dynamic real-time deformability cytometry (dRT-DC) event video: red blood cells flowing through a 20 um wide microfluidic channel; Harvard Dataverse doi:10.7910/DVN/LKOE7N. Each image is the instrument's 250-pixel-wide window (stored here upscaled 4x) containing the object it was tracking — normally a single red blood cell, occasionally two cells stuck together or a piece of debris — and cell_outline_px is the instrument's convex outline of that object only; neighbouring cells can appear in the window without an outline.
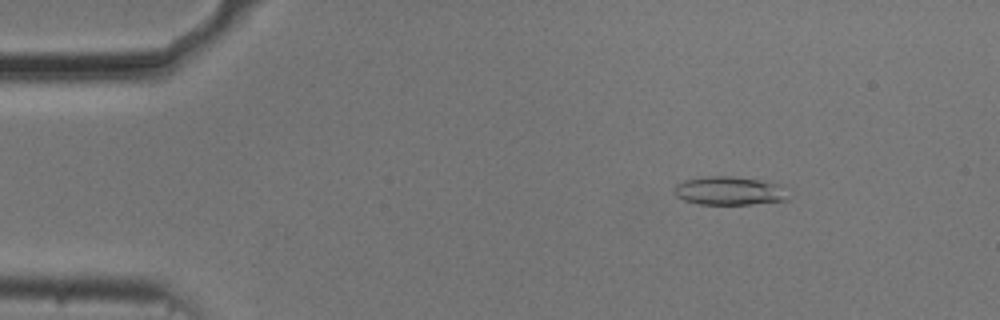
{"species": "common noctule bat (a hibernating species)", "species_latin": "Nyctalus noctula", "temperature_condition": "cold", "stored_images_in_passage": 54, "camera_frame_rate_fps": 3000, "um_per_image_px": 0.085, "animal": {"sex": "male", "body_mass_g": 20.5, "forearm_length_mm": 52.5}, "frame": {"image": 1, "passage_image": 8, "time_ms": 2.333, "image_size_px": [1000, 320], "cell_outline_px": [[788, 200], [752, 204], [700, 204], [684, 200], [676, 196], [672, 192], [676, 184], [684, 180], [708, 176], [732, 176], [760, 180], [780, 184]], "centroid_in_image_um": [61.94, 16.22], "position_along_channel_um": 23.1, "area_um2": 18.84}}
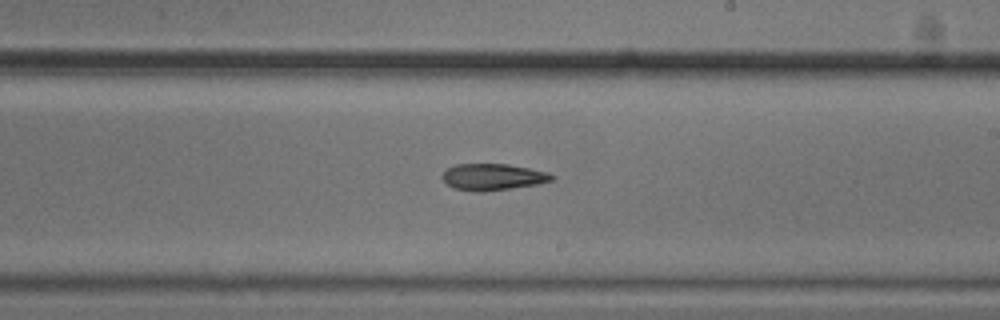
{"frame": {"image": 2, "passage_image": 32, "time_ms": 10.333, "image_size_px": [1000, 320], "cell_outline_px": [[556, 176], [552, 180], [536, 184], [512, 188], [484, 192], [472, 192], [452, 188], [440, 176], [448, 168], [456, 164], [508, 164], [548, 172]], "centroid_in_image_um": [41.87, 15.05], "position_along_channel_um": 247.1, "area_um2": 16.99}}
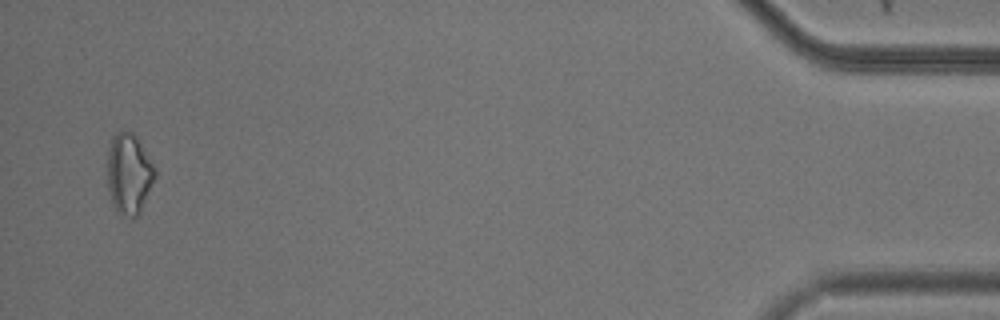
{"frame": {"image": 3, "passage_image": 53, "time_ms": 17.333, "image_size_px": [1000, 320], "cell_outline_px": [[156, 176], [140, 212], [132, 220], [116, 212], [112, 204], [108, 188], [108, 148], [112, 136], [116, 132], [124, 128], [132, 132], [136, 136], [156, 168]], "centroid_in_image_um": [10.95, 14.76], "position_along_channel_um": 424.2, "area_um2": 22.72}, "authors_computed_cell_mechanics": {"area_um2": 17.9758, "velocity_mm_per_s": 3.7097, "shape_relaxation_time_tau1_ms": 4.7906, "shape_relaxation_time_tau2_ms": 10.6105, "deformation_change_tau1": 0.1071, "deformation_change_tau2": 0.2145}}